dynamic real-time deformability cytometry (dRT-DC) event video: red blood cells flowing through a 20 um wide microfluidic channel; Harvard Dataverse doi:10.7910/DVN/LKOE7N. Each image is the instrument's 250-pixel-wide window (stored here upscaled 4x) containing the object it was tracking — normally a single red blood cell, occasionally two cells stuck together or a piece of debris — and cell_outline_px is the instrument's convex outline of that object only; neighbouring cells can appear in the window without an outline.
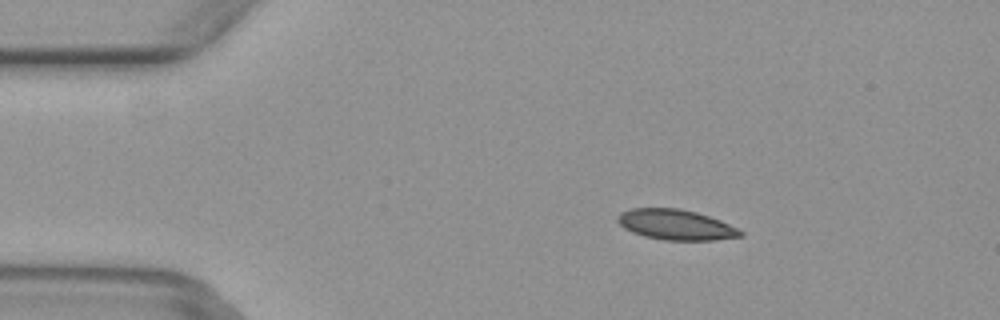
{"species": "common noctule bat (a hibernating species)", "species_latin": "Nyctalus noctula", "temperature_condition": "warm", "stored_images_in_passage": 7, "camera_frame_rate_fps": 3000, "um_per_image_px": 0.085, "animal": {"sex": "female", "body_mass_g": 29.2, "forearm_length_mm": 56.3}, "frame": {"image": 1, "passage_image": 3, "time_ms": 0.667, "image_size_px": [1000, 320], "cell_outline_px": [[744, 236], [716, 240], [664, 240], [644, 236], [632, 232], [624, 228], [616, 220], [616, 216], [620, 212], [632, 208], [680, 208], [696, 212], [720, 220], [744, 232]], "centroid_in_image_um": [57.43, 19.1], "position_along_channel_um": 27.6, "area_um2": 21.79}}
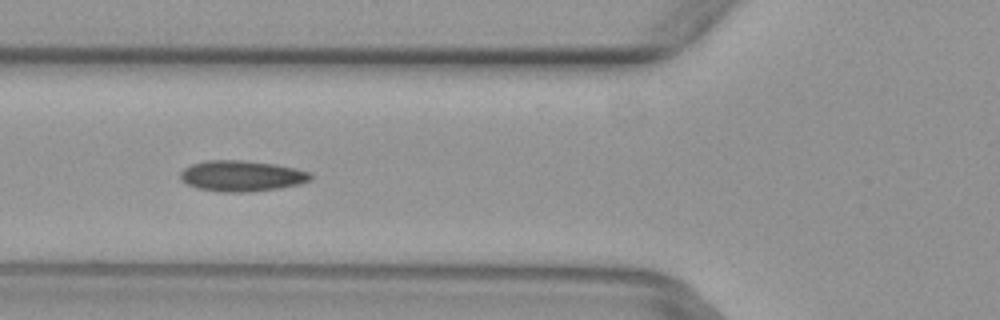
{"frame": {"image": 2, "passage_image": 6, "time_ms": 1.667, "image_size_px": [1000, 320], "cell_outline_px": [[312, 180], [300, 184], [280, 188], [252, 192], [220, 192], [196, 188], [180, 180], [180, 172], [184, 168], [192, 164], [204, 160], [240, 160], [276, 164], [296, 168], [312, 172]], "centroid_in_image_um": [20.56, 14.96], "position_along_channel_um": 105.2, "area_um2": 23.76}}